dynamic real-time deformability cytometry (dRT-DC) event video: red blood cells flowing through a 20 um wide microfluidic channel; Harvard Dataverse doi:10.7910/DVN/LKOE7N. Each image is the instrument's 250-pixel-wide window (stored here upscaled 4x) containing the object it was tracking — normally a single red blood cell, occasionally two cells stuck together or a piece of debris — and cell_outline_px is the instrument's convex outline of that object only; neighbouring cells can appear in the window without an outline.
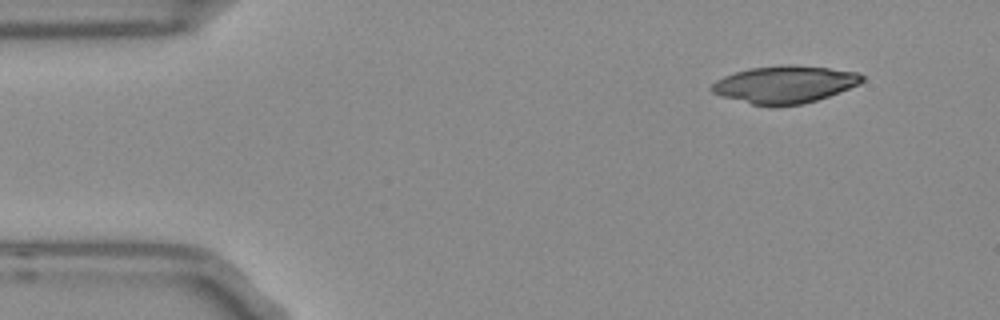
{"species": "Egyptian fruit bat (a non-hibernating species)", "species_latin": "Rousettus aegyptiacus", "temperature_condition": "room temperature", "stored_images_in_passage": 49, "camera_frame_rate_fps": 3000, "um_per_image_px": 0.085, "frame": {"image": 1, "passage_image": 1, "time_ms": 0.0, "image_size_px": [1000, 320], "cell_outline_px": [[864, 80], [860, 84], [828, 96], [804, 104], [752, 104], [720, 96], [712, 92], [708, 88], [716, 80], [724, 76], [748, 68], [788, 64], [792, 64], [828, 68], [856, 72], [864, 76]], "centroid_in_image_um": [66.69, 7.15], "position_along_channel_um": 18.3, "area_um2": 32.37}}
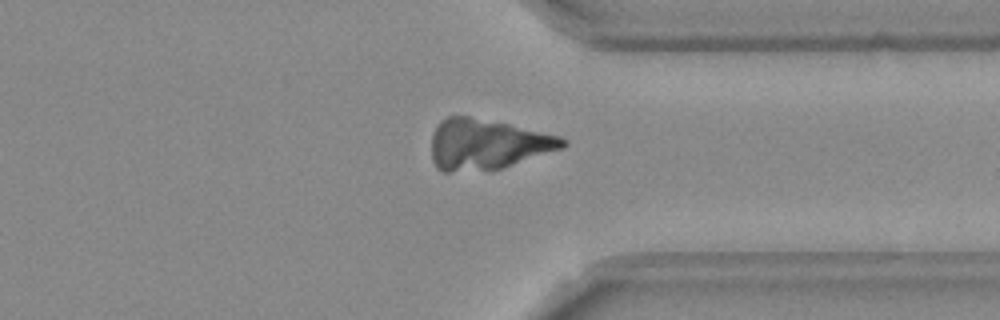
{"frame": {"image": 2, "passage_image": 36, "time_ms": 11.667, "image_size_px": [1000, 320], "cell_outline_px": [[568, 144], [564, 148], [500, 168], [448, 172], [440, 172], [436, 168], [432, 160], [432, 132], [440, 120], [448, 116], [468, 116], [508, 124], [560, 136], [568, 140]], "centroid_in_image_um": [41.38, 12.26], "position_along_channel_um": 370.0, "area_um2": 38.38}}
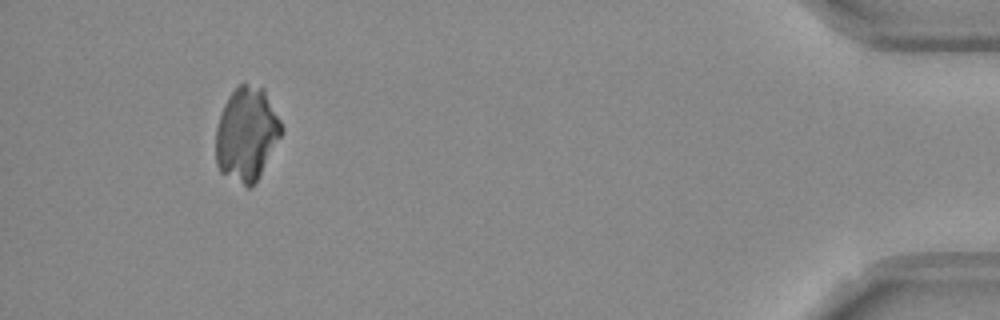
{"frame": {"image": 3, "passage_image": 45, "time_ms": 14.667, "image_size_px": [1000, 320], "cell_outline_px": [[284, 132], [252, 188], [248, 188], [220, 172], [216, 164], [216, 128], [224, 104], [228, 96], [240, 84], [244, 84], [264, 88], [284, 128]], "centroid_in_image_um": [20.97, 11.41], "position_along_channel_um": 414.2, "area_um2": 35.84}}